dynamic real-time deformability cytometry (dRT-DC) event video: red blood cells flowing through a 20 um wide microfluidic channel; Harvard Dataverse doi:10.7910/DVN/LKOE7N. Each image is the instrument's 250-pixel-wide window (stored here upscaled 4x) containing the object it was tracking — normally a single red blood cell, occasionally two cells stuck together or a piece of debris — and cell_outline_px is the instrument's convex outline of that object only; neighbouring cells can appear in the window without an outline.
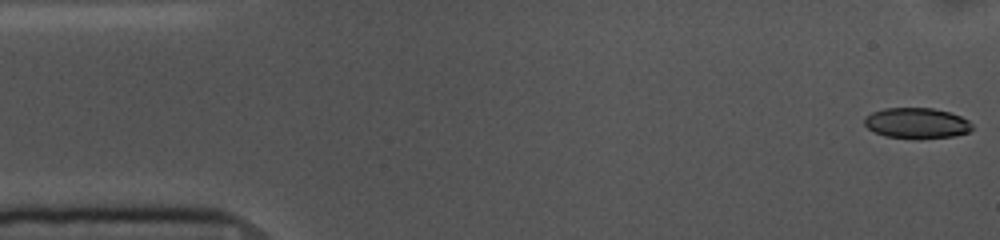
{"species": "common noctule bat (a hibernating species)", "species_latin": "Nyctalus noctula", "temperature_condition": "cold", "stored_images_in_passage": 54, "camera_frame_rate_fps": 3000, "um_per_image_px": 0.085, "animal": {"sex": "female", "body_mass_g": 10.0, "forearm_length_mm": 53.1}, "frame": {"image": 1, "passage_image": 1, "time_ms": 0.0, "image_size_px": [1000, 240], "cell_outline_px": [[972, 128], [968, 132], [956, 136], [884, 136], [868, 128], [864, 124], [864, 116], [872, 112], [884, 108], [932, 108], [948, 112], [960, 116], [968, 120], [972, 124]], "centroid_in_image_um": [77.9, 10.42], "position_along_channel_um": 7.1, "area_um2": 18.5}}
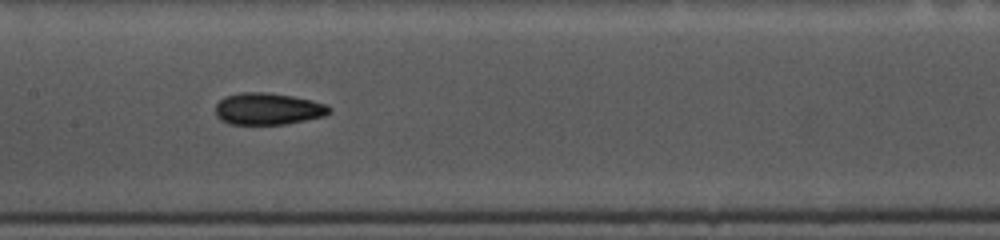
{"frame": {"image": 2, "passage_image": 25, "time_ms": 8.0, "image_size_px": [1000, 240], "cell_outline_px": [[332, 112], [324, 116], [284, 124], [228, 124], [220, 120], [216, 116], [216, 104], [224, 96], [240, 92], [264, 92], [292, 96], [312, 100], [328, 104], [332, 108]], "centroid_in_image_um": [22.78, 9.25], "position_along_channel_um": 184.6, "area_um2": 21.27}}
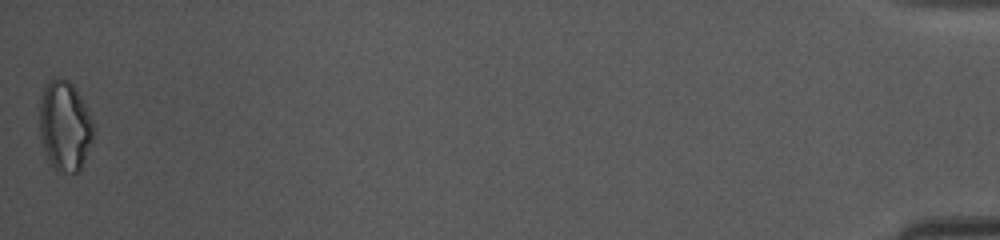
{"frame": {"image": 3, "passage_image": 54, "time_ms": 17.667, "image_size_px": [1000, 240], "cell_outline_px": [[92, 140], [80, 172], [56, 172], [48, 160], [40, 136], [40, 100], [44, 88], [48, 80], [56, 76], [60, 76], [68, 80], [72, 84], [80, 96], [92, 120]], "centroid_in_image_um": [5.49, 10.7], "position_along_channel_um": 429.7, "area_um2": 28.21}, "authors_computed_cell_mechanics": {"area_um2": 20.7213, "velocity_mm_per_s": 3.6046, "shape_relaxation_time_tau1_ms": 4.1614, "shape_relaxation_time_tau2_ms": 3.5761, "deformation_change_tau1": 0.1071, "deformation_change_tau2": 0.0934}}